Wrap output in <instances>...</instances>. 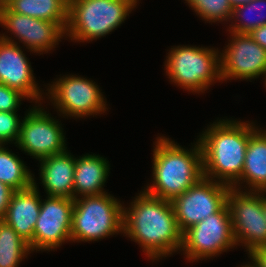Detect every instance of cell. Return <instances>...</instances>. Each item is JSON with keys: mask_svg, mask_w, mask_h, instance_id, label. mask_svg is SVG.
Returning a JSON list of instances; mask_svg holds the SVG:
<instances>
[{"mask_svg": "<svg viewBox=\"0 0 266 267\" xmlns=\"http://www.w3.org/2000/svg\"><path fill=\"white\" fill-rule=\"evenodd\" d=\"M13 0H0V8L6 7L8 4H10Z\"/></svg>", "mask_w": 266, "mask_h": 267, "instance_id": "cell-32", "label": "cell"}, {"mask_svg": "<svg viewBox=\"0 0 266 267\" xmlns=\"http://www.w3.org/2000/svg\"><path fill=\"white\" fill-rule=\"evenodd\" d=\"M18 43L0 38V83L22 93L30 102L41 104L42 90L35 81L29 59Z\"/></svg>", "mask_w": 266, "mask_h": 267, "instance_id": "cell-15", "label": "cell"}, {"mask_svg": "<svg viewBox=\"0 0 266 267\" xmlns=\"http://www.w3.org/2000/svg\"><path fill=\"white\" fill-rule=\"evenodd\" d=\"M226 49L220 52L222 81L253 80L264 76L266 86V49L255 42L249 34L230 32Z\"/></svg>", "mask_w": 266, "mask_h": 267, "instance_id": "cell-14", "label": "cell"}, {"mask_svg": "<svg viewBox=\"0 0 266 267\" xmlns=\"http://www.w3.org/2000/svg\"><path fill=\"white\" fill-rule=\"evenodd\" d=\"M23 99L27 98L22 93L0 83V111L17 112Z\"/></svg>", "mask_w": 266, "mask_h": 267, "instance_id": "cell-26", "label": "cell"}, {"mask_svg": "<svg viewBox=\"0 0 266 267\" xmlns=\"http://www.w3.org/2000/svg\"><path fill=\"white\" fill-rule=\"evenodd\" d=\"M20 116L17 112L0 111V144H16L20 134Z\"/></svg>", "mask_w": 266, "mask_h": 267, "instance_id": "cell-25", "label": "cell"}, {"mask_svg": "<svg viewBox=\"0 0 266 267\" xmlns=\"http://www.w3.org/2000/svg\"><path fill=\"white\" fill-rule=\"evenodd\" d=\"M74 199L46 196L41 199L33 239L28 243L31 252L52 251L71 242Z\"/></svg>", "mask_w": 266, "mask_h": 267, "instance_id": "cell-13", "label": "cell"}, {"mask_svg": "<svg viewBox=\"0 0 266 267\" xmlns=\"http://www.w3.org/2000/svg\"><path fill=\"white\" fill-rule=\"evenodd\" d=\"M30 253L28 242L0 219V267H19L22 259Z\"/></svg>", "mask_w": 266, "mask_h": 267, "instance_id": "cell-22", "label": "cell"}, {"mask_svg": "<svg viewBox=\"0 0 266 267\" xmlns=\"http://www.w3.org/2000/svg\"><path fill=\"white\" fill-rule=\"evenodd\" d=\"M123 235L142 247L148 259L158 261L181 249L182 232L171 201L144 190L123 206Z\"/></svg>", "mask_w": 266, "mask_h": 267, "instance_id": "cell-1", "label": "cell"}, {"mask_svg": "<svg viewBox=\"0 0 266 267\" xmlns=\"http://www.w3.org/2000/svg\"><path fill=\"white\" fill-rule=\"evenodd\" d=\"M68 150L39 160L40 180L47 196L74 199L76 158Z\"/></svg>", "mask_w": 266, "mask_h": 267, "instance_id": "cell-16", "label": "cell"}, {"mask_svg": "<svg viewBox=\"0 0 266 267\" xmlns=\"http://www.w3.org/2000/svg\"><path fill=\"white\" fill-rule=\"evenodd\" d=\"M250 1H252V0H229L232 8L236 7L238 5H241V4L249 3Z\"/></svg>", "mask_w": 266, "mask_h": 267, "instance_id": "cell-30", "label": "cell"}, {"mask_svg": "<svg viewBox=\"0 0 266 267\" xmlns=\"http://www.w3.org/2000/svg\"><path fill=\"white\" fill-rule=\"evenodd\" d=\"M51 83L53 84L47 87L46 95L64 118L94 117L108 110L105 96L96 82L90 79L78 75H63Z\"/></svg>", "mask_w": 266, "mask_h": 267, "instance_id": "cell-8", "label": "cell"}, {"mask_svg": "<svg viewBox=\"0 0 266 267\" xmlns=\"http://www.w3.org/2000/svg\"><path fill=\"white\" fill-rule=\"evenodd\" d=\"M265 6L266 0H252L249 3L233 7L230 19L231 25L229 24L227 31L249 34L255 28L266 25V13L263 12ZM252 14H257V17L252 18Z\"/></svg>", "mask_w": 266, "mask_h": 267, "instance_id": "cell-23", "label": "cell"}, {"mask_svg": "<svg viewBox=\"0 0 266 267\" xmlns=\"http://www.w3.org/2000/svg\"><path fill=\"white\" fill-rule=\"evenodd\" d=\"M139 0H69L66 38L90 42L113 32Z\"/></svg>", "mask_w": 266, "mask_h": 267, "instance_id": "cell-4", "label": "cell"}, {"mask_svg": "<svg viewBox=\"0 0 266 267\" xmlns=\"http://www.w3.org/2000/svg\"><path fill=\"white\" fill-rule=\"evenodd\" d=\"M159 136L152 154V185L148 184L143 190L172 201L204 177L203 153L198 140L189 151L169 137Z\"/></svg>", "mask_w": 266, "mask_h": 267, "instance_id": "cell-3", "label": "cell"}, {"mask_svg": "<svg viewBox=\"0 0 266 267\" xmlns=\"http://www.w3.org/2000/svg\"><path fill=\"white\" fill-rule=\"evenodd\" d=\"M41 105L36 104L27 110L21 121L19 139L15 144L21 151L37 160L67 150L61 122L53 118Z\"/></svg>", "mask_w": 266, "mask_h": 267, "instance_id": "cell-10", "label": "cell"}, {"mask_svg": "<svg viewBox=\"0 0 266 267\" xmlns=\"http://www.w3.org/2000/svg\"><path fill=\"white\" fill-rule=\"evenodd\" d=\"M266 192H264V214H265V219H266Z\"/></svg>", "mask_w": 266, "mask_h": 267, "instance_id": "cell-33", "label": "cell"}, {"mask_svg": "<svg viewBox=\"0 0 266 267\" xmlns=\"http://www.w3.org/2000/svg\"><path fill=\"white\" fill-rule=\"evenodd\" d=\"M167 54L164 64L166 76L186 91L204 93L213 83L222 81L218 48L179 45L172 47Z\"/></svg>", "mask_w": 266, "mask_h": 267, "instance_id": "cell-5", "label": "cell"}, {"mask_svg": "<svg viewBox=\"0 0 266 267\" xmlns=\"http://www.w3.org/2000/svg\"><path fill=\"white\" fill-rule=\"evenodd\" d=\"M189 7L205 22H229L232 6L229 0H185Z\"/></svg>", "mask_w": 266, "mask_h": 267, "instance_id": "cell-24", "label": "cell"}, {"mask_svg": "<svg viewBox=\"0 0 266 267\" xmlns=\"http://www.w3.org/2000/svg\"><path fill=\"white\" fill-rule=\"evenodd\" d=\"M106 159L99 154L88 153L76 158L74 199L106 193L104 186L110 173V164Z\"/></svg>", "mask_w": 266, "mask_h": 267, "instance_id": "cell-19", "label": "cell"}, {"mask_svg": "<svg viewBox=\"0 0 266 267\" xmlns=\"http://www.w3.org/2000/svg\"><path fill=\"white\" fill-rule=\"evenodd\" d=\"M0 144V182L15 191L24 190L33 185L34 174L25 163L12 151Z\"/></svg>", "mask_w": 266, "mask_h": 267, "instance_id": "cell-21", "label": "cell"}, {"mask_svg": "<svg viewBox=\"0 0 266 267\" xmlns=\"http://www.w3.org/2000/svg\"><path fill=\"white\" fill-rule=\"evenodd\" d=\"M249 257L252 258L259 267H266V247L254 249Z\"/></svg>", "mask_w": 266, "mask_h": 267, "instance_id": "cell-29", "label": "cell"}, {"mask_svg": "<svg viewBox=\"0 0 266 267\" xmlns=\"http://www.w3.org/2000/svg\"><path fill=\"white\" fill-rule=\"evenodd\" d=\"M37 184L33 178L31 187L15 191L3 218L28 243L33 239L41 207V195Z\"/></svg>", "mask_w": 266, "mask_h": 267, "instance_id": "cell-17", "label": "cell"}, {"mask_svg": "<svg viewBox=\"0 0 266 267\" xmlns=\"http://www.w3.org/2000/svg\"><path fill=\"white\" fill-rule=\"evenodd\" d=\"M242 184L249 188L245 191L266 192L265 129L257 128L249 137L241 177L231 187L244 191Z\"/></svg>", "mask_w": 266, "mask_h": 267, "instance_id": "cell-18", "label": "cell"}, {"mask_svg": "<svg viewBox=\"0 0 266 267\" xmlns=\"http://www.w3.org/2000/svg\"><path fill=\"white\" fill-rule=\"evenodd\" d=\"M15 192L10 186L0 182V219H3L6 215L7 208L10 204L11 197Z\"/></svg>", "mask_w": 266, "mask_h": 267, "instance_id": "cell-27", "label": "cell"}, {"mask_svg": "<svg viewBox=\"0 0 266 267\" xmlns=\"http://www.w3.org/2000/svg\"><path fill=\"white\" fill-rule=\"evenodd\" d=\"M7 7L17 14L68 25L69 0H13Z\"/></svg>", "mask_w": 266, "mask_h": 267, "instance_id": "cell-20", "label": "cell"}, {"mask_svg": "<svg viewBox=\"0 0 266 267\" xmlns=\"http://www.w3.org/2000/svg\"><path fill=\"white\" fill-rule=\"evenodd\" d=\"M227 206L236 244L245 246L249 255L254 249L266 247L264 192L230 188Z\"/></svg>", "mask_w": 266, "mask_h": 267, "instance_id": "cell-9", "label": "cell"}, {"mask_svg": "<svg viewBox=\"0 0 266 267\" xmlns=\"http://www.w3.org/2000/svg\"><path fill=\"white\" fill-rule=\"evenodd\" d=\"M0 26L15 37L12 39L4 33L0 38L13 43H17V38L26 49L40 55L53 50L66 35V30L57 22L17 14L7 6L0 8Z\"/></svg>", "mask_w": 266, "mask_h": 267, "instance_id": "cell-12", "label": "cell"}, {"mask_svg": "<svg viewBox=\"0 0 266 267\" xmlns=\"http://www.w3.org/2000/svg\"><path fill=\"white\" fill-rule=\"evenodd\" d=\"M250 260L251 262H248L249 264L247 263L242 267H259L258 264L252 258H250Z\"/></svg>", "mask_w": 266, "mask_h": 267, "instance_id": "cell-31", "label": "cell"}, {"mask_svg": "<svg viewBox=\"0 0 266 267\" xmlns=\"http://www.w3.org/2000/svg\"><path fill=\"white\" fill-rule=\"evenodd\" d=\"M233 225L227 204L217 213L182 233L183 252L188 261L207 260L236 246Z\"/></svg>", "mask_w": 266, "mask_h": 267, "instance_id": "cell-7", "label": "cell"}, {"mask_svg": "<svg viewBox=\"0 0 266 267\" xmlns=\"http://www.w3.org/2000/svg\"><path fill=\"white\" fill-rule=\"evenodd\" d=\"M230 188L224 183L203 177L175 197L171 203L181 232L219 212L227 204Z\"/></svg>", "mask_w": 266, "mask_h": 267, "instance_id": "cell-11", "label": "cell"}, {"mask_svg": "<svg viewBox=\"0 0 266 267\" xmlns=\"http://www.w3.org/2000/svg\"><path fill=\"white\" fill-rule=\"evenodd\" d=\"M249 35L261 47L266 49V25L255 28Z\"/></svg>", "mask_w": 266, "mask_h": 267, "instance_id": "cell-28", "label": "cell"}, {"mask_svg": "<svg viewBox=\"0 0 266 267\" xmlns=\"http://www.w3.org/2000/svg\"><path fill=\"white\" fill-rule=\"evenodd\" d=\"M123 206L120 200L106 193L74 199L72 242L98 241L123 233Z\"/></svg>", "mask_w": 266, "mask_h": 267, "instance_id": "cell-6", "label": "cell"}, {"mask_svg": "<svg viewBox=\"0 0 266 267\" xmlns=\"http://www.w3.org/2000/svg\"><path fill=\"white\" fill-rule=\"evenodd\" d=\"M258 127L230 118L210 124L198 139L204 177L231 187L241 177L249 137Z\"/></svg>", "mask_w": 266, "mask_h": 267, "instance_id": "cell-2", "label": "cell"}]
</instances>
